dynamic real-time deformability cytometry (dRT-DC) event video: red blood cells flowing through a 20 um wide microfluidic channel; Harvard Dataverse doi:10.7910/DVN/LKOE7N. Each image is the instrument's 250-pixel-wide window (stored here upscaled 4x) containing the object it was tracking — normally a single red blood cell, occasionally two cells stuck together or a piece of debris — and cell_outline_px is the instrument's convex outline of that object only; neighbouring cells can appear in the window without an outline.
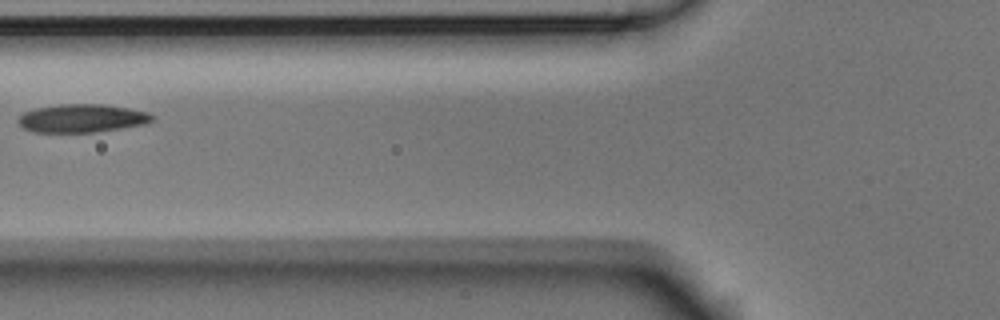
{"species": "Egyptian fruit bat (a non-hibernating species)", "species_latin": "Rousettus aegyptiacus", "temperature_condition": "room temperature", "stored_images_in_passage": 4, "camera_frame_rate_fps": 3000, "um_per_image_px": 0.085, "animal": {"sex": "male"}, "frame": {"image": 1, "passage_image": 4, "time_ms": 1.0, "image_size_px": [1000, 320], "cell_outline_px": [[156, 116], [148, 124], [96, 132], [32, 132], [24, 128], [16, 120], [24, 112], [36, 108], [60, 104], [100, 104], [128, 108], [148, 112]], "centroid_in_image_um": [6.99, 10.06], "position_along_channel_um": 118.8, "area_um2": 22.14}}